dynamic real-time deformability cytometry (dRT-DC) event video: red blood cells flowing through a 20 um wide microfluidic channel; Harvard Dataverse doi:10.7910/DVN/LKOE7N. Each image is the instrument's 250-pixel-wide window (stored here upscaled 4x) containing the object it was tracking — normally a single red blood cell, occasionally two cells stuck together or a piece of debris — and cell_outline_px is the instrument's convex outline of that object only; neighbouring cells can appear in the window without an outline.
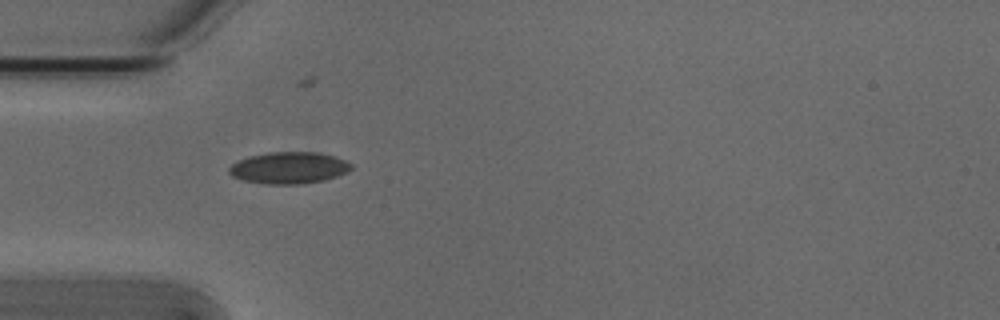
{"species": "Egyptian fruit bat (a non-hibernating species)", "species_latin": "Rousettus aegyptiacus", "temperature_condition": "cold", "stored_images_in_passage": 6, "camera_frame_rate_fps": 3000, "um_per_image_px": 0.085, "animal": {"sex": "male"}, "frame": {"image": 1, "passage_image": 3, "time_ms": 0.667, "image_size_px": [1000, 320], "cell_outline_px": [[352, 168], [348, 172], [324, 180], [300, 184], [268, 184], [244, 180], [232, 176], [228, 172], [228, 168], [232, 164], [248, 156], [268, 152], [320, 152], [336, 156], [352, 164]], "centroid_in_image_um": [24.57, 14.25], "position_along_channel_um": 60.4, "area_um2": 22.6}}
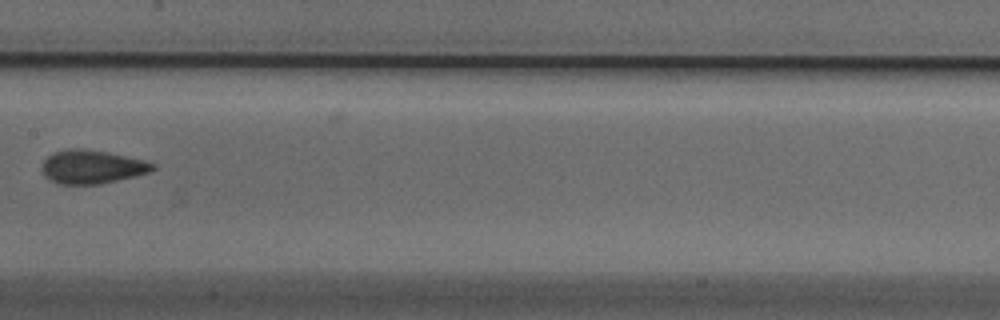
{"frame": {"image": 2, "passage_image": 6, "time_ms": 1.667, "image_size_px": [1000, 320], "cell_outline_px": [[156, 168], [148, 172], [100, 184], [60, 184], [44, 176], [44, 160], [52, 152], [68, 148], [84, 148], [108, 152], [144, 160], [156, 164]], "centroid_in_image_um": [7.82, 14.16], "position_along_channel_um": 199.6, "area_um2": 21.44}}